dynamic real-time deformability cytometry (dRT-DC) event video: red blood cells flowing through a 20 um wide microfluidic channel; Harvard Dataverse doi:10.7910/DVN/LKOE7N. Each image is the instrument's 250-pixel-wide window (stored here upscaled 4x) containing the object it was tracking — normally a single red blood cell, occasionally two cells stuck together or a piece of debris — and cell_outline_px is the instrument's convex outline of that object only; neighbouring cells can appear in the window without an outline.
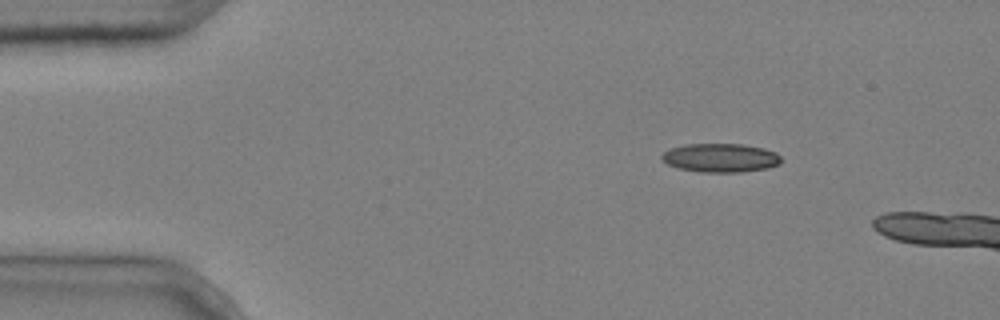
{"species": "common noctule bat (a hibernating species)", "species_latin": "Nyctalus noctula", "temperature_condition": "cold", "stored_images_in_passage": 2, "camera_frame_rate_fps": 3000, "um_per_image_px": 0.085, "animal": {"sex": "male", "body_mass_g": 20.4}, "frame": {"image": 1, "passage_image": 1, "time_ms": 0.0, "image_size_px": [1000, 320], "cell_outline_px": [[784, 160], [780, 164], [768, 168], [740, 172], [700, 172], [676, 168], [668, 164], [660, 156], [664, 152], [672, 148], [684, 144], [744, 144], [764, 148], [776, 152]], "centroid_in_image_um": [61.28, 13.41], "position_along_channel_um": 23.7, "area_um2": 20.17}}